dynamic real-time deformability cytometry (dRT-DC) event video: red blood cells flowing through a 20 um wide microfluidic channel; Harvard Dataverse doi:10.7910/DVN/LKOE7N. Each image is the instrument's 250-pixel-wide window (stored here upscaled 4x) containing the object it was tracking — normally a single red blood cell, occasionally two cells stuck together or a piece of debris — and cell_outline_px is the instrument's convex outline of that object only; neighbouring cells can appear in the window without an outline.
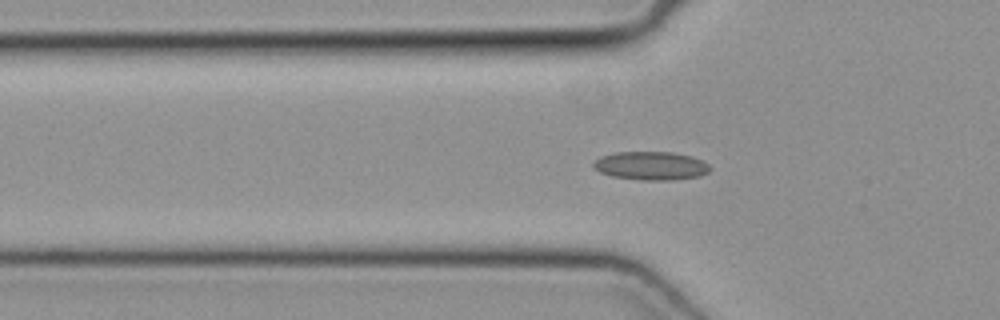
{"species": "common noctule bat (a hibernating species)", "species_latin": "Nyctalus noctula", "temperature_condition": "cold", "stored_images_in_passage": 49, "camera_frame_rate_fps": 3000, "um_per_image_px": 0.085, "animal": {"sex": "female", "body_mass_g": 19.3, "forearm_length_mm": 54.1}, "frame": {"image": 1, "passage_image": 15, "time_ms": 4.667, "image_size_px": [1000, 320], "cell_outline_px": [[712, 168], [708, 172], [700, 176], [676, 180], [640, 180], [612, 176], [600, 172], [592, 168], [592, 164], [600, 156], [616, 152], [672, 152], [692, 156], [708, 164]], "centroid_in_image_um": [55.33, 14.09], "position_along_channel_um": 70.5, "area_um2": 19.48}}
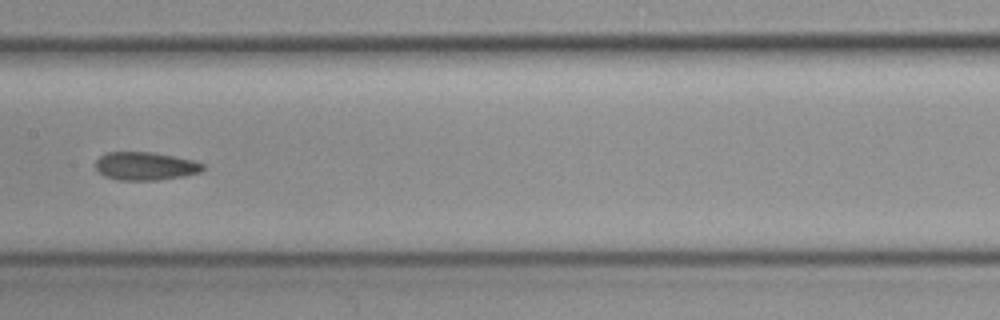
{"frame": {"image": 2, "passage_image": 24, "time_ms": 7.667, "image_size_px": [1000, 320], "cell_outline_px": [[204, 168], [200, 172], [184, 176], [156, 180], [116, 180], [104, 176], [96, 168], [96, 160], [104, 152], [152, 152], [192, 160], [204, 164]], "centroid_in_image_um": [12.33, 14.12], "position_along_channel_um": 195.1, "area_um2": 17.57}}
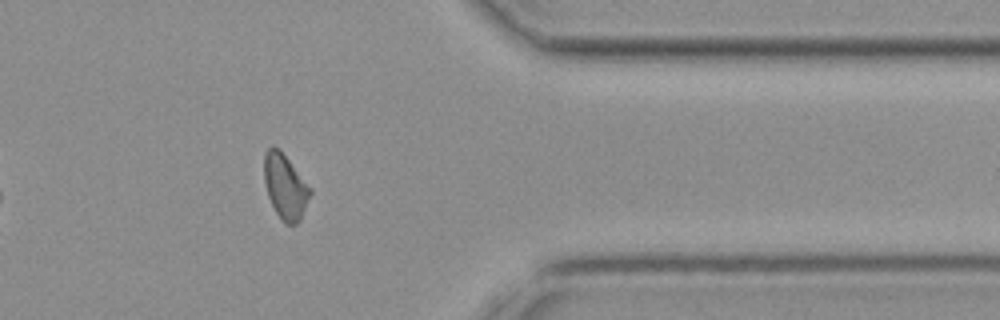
{"frame": {"image": 3, "passage_image": 39, "time_ms": 12.667, "image_size_px": [1000, 320], "cell_outline_px": [[312, 192], [300, 220], [296, 224], [288, 224], [280, 220], [268, 196], [264, 180], [264, 152], [272, 144], [280, 148], [312, 188]], "centroid_in_image_um": [24.25, 15.81], "position_along_channel_um": 387.2, "area_um2": 17.69}}